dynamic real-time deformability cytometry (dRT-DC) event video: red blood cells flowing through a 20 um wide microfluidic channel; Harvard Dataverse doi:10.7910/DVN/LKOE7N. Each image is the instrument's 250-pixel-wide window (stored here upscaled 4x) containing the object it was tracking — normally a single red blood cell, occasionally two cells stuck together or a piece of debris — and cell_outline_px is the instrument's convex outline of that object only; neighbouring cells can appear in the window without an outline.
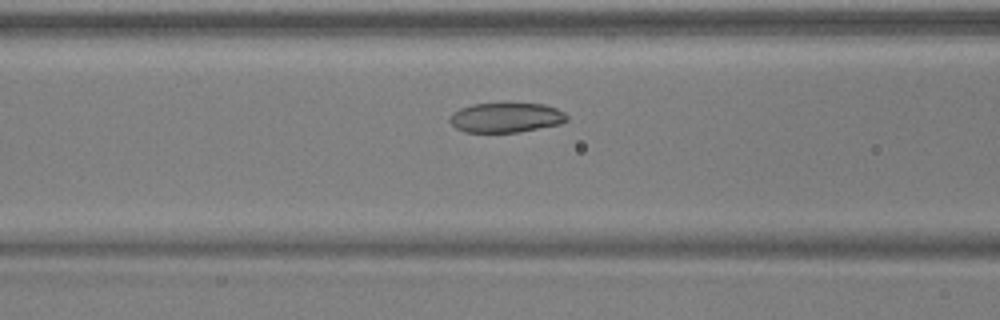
{"species": "common noctule bat (a hibernating species)", "species_latin": "Nyctalus noctula", "temperature_condition": "warm", "stored_images_in_passage": 47, "camera_frame_rate_fps": 3000, "um_per_image_px": 0.085, "animal": {"sex": "male", "body_mass_g": 17.9, "forearm_length_mm": 54.2}, "frame": {"image": 1, "passage_image": 17, "time_ms": 5.333, "image_size_px": [1000, 320], "cell_outline_px": [[568, 120], [560, 124], [520, 132], [464, 132], [456, 128], [448, 120], [452, 112], [460, 108], [472, 104], [508, 100], [544, 104], [556, 108], [564, 112], [568, 116]], "centroid_in_image_um": [43.01, 9.94], "position_along_channel_um": 123.6, "area_um2": 21.33}}
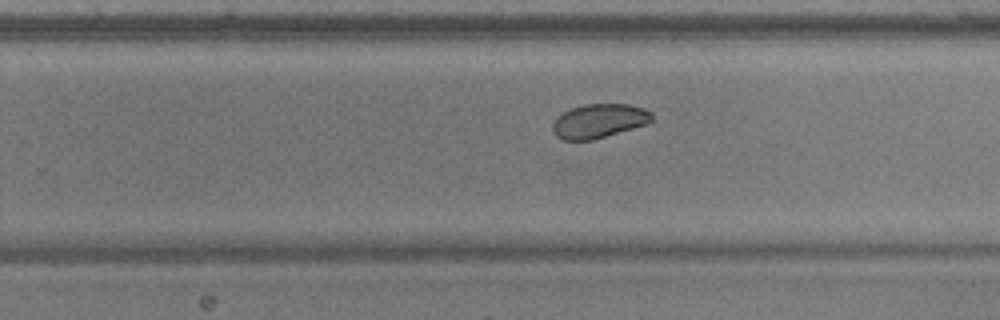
{"frame": {"image": 2, "passage_image": 29, "time_ms": 9.333, "image_size_px": [1000, 320], "cell_outline_px": [[652, 120], [644, 124], [632, 128], [592, 140], [564, 140], [556, 136], [552, 132], [552, 124], [556, 116], [572, 108], [584, 104], [628, 104], [644, 108], [652, 112]], "centroid_in_image_um": [50.87, 10.27], "position_along_channel_um": 278.9, "area_um2": 19.59}}
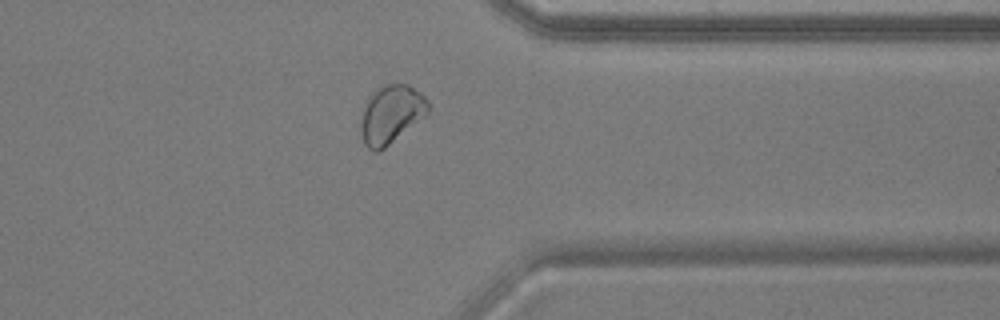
{"frame": {"image": 3, "passage_image": 37, "time_ms": 12.0, "image_size_px": [1000, 320], "cell_outline_px": [[428, 112], [424, 116], [380, 152], [372, 152], [364, 144], [360, 132], [360, 120], [368, 96], [376, 88], [388, 84], [408, 84], [420, 92], [428, 100]], "centroid_in_image_um": [33.2, 9.73], "position_along_channel_um": 378.2, "area_um2": 22.89}, "authors_computed_cell_mechanics": {"area_um2": 22.5998, "velocity_mm_per_s": 3.8866, "shape_relaxation_time_tau1_ms": 7.995, "shape_relaxation_time_tau2_ms": 2.4074, "deformation_change_tau1": 0.1756, "deformation_change_tau2": 0.0389}}